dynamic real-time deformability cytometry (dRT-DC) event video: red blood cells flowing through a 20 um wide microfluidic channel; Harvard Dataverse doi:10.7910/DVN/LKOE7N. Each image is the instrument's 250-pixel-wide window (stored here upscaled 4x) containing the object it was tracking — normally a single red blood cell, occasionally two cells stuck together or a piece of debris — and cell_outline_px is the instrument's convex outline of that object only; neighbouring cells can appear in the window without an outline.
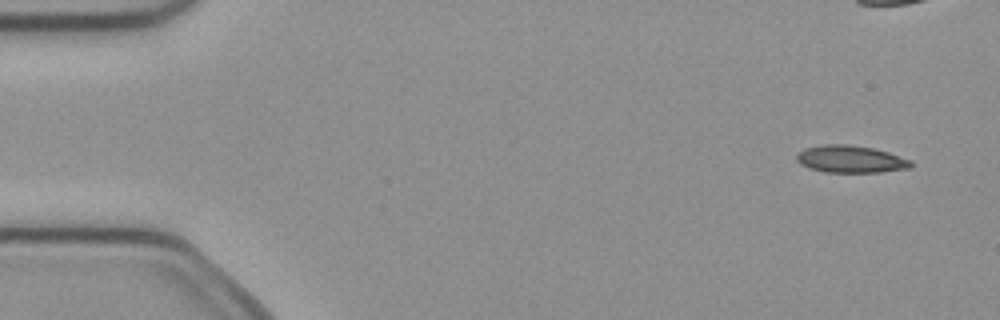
{"species": "common noctule bat (a hibernating species)", "species_latin": "Nyctalus noctula", "temperature_condition": "cold", "stored_images_in_passage": 5, "camera_frame_rate_fps": 3000, "um_per_image_px": 0.085, "animal": {"sex": "female", "body_mass_g": 21.9}, "frame": {"image": 1, "passage_image": 1, "time_ms": 0.0, "image_size_px": [1000, 320], "cell_outline_px": [[912, 168], [880, 172], [824, 172], [808, 168], [800, 164], [796, 160], [796, 156], [804, 148], [820, 144], [848, 144], [872, 148], [888, 152], [912, 160]], "centroid_in_image_um": [72.29, 13.52], "position_along_channel_um": 12.7, "area_um2": 18.32}}
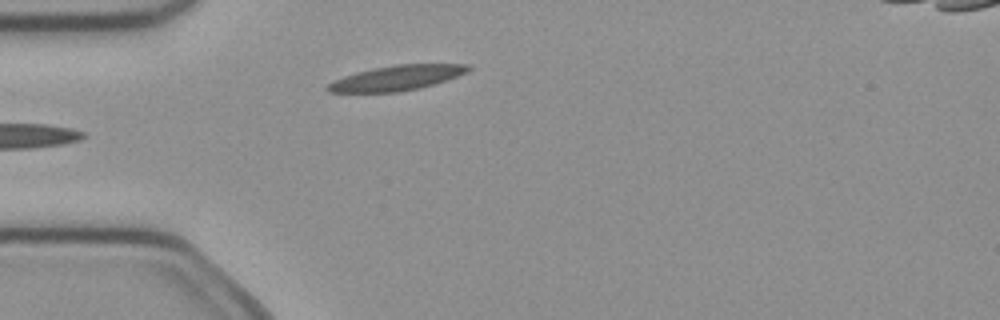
{"frame": {"image": 2, "passage_image": 5, "time_ms": 1.333, "image_size_px": [1000, 320], "cell_outline_px": [[472, 68], [468, 72], [420, 88], [396, 92], [328, 92], [324, 88], [328, 84], [344, 76], [356, 72], [372, 68], [396, 64], [468, 64]], "centroid_in_image_um": [33.7, 6.62], "position_along_channel_um": 51.3, "area_um2": 20.29}}